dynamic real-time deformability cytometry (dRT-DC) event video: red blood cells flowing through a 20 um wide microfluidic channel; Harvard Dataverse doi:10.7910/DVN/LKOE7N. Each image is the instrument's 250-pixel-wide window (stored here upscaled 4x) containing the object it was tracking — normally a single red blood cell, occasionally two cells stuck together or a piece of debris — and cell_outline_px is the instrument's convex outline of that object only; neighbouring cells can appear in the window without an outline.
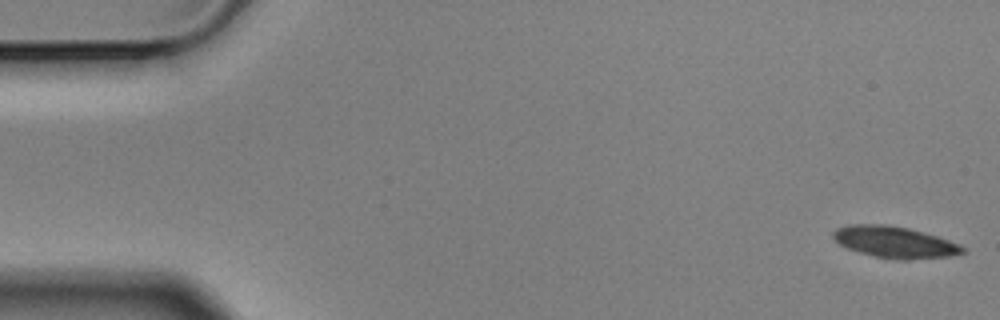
{"species": "Egyptian fruit bat (a non-hibernating species)", "species_latin": "Rousettus aegyptiacus", "temperature_condition": "cold", "stored_images_in_passage": 14, "camera_frame_rate_fps": 3000, "um_per_image_px": 0.085, "animal": {"sex": "male"}, "frame": {"image": 1, "passage_image": 1, "time_ms": 0.0, "image_size_px": [1000, 320], "cell_outline_px": [[968, 252], [952, 256], [908, 260], [904, 260], [876, 256], [860, 252], [848, 248], [840, 244], [832, 236], [832, 232], [836, 228], [848, 224], [888, 224], [908, 228], [924, 232], [960, 244]], "centroid_in_image_um": [76.07, 20.57], "position_along_channel_um": 8.9, "area_um2": 23.76}}
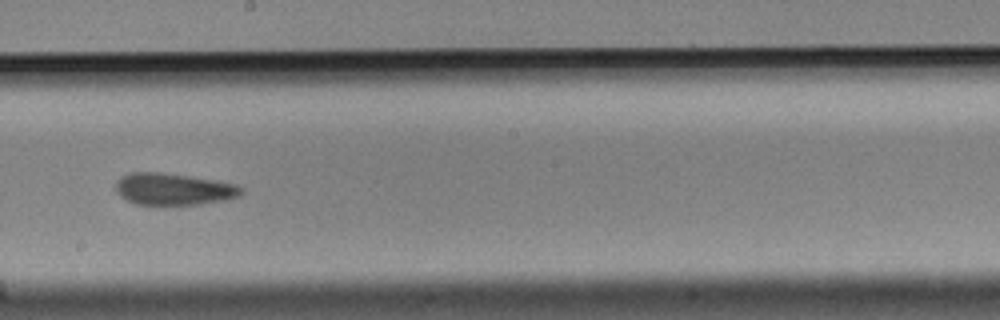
{"frame": {"image": 2, "passage_image": 8, "time_ms": 2.333, "image_size_px": [1000, 320], "cell_outline_px": [[244, 192], [240, 196], [228, 200], [200, 204], [136, 204], [120, 196], [116, 188], [116, 180], [120, 176], [132, 172], [160, 172], [216, 180], [236, 184], [244, 188]], "centroid_in_image_um": [14.79, 16.07], "position_along_channel_um": 233.4, "area_um2": 23.35}}
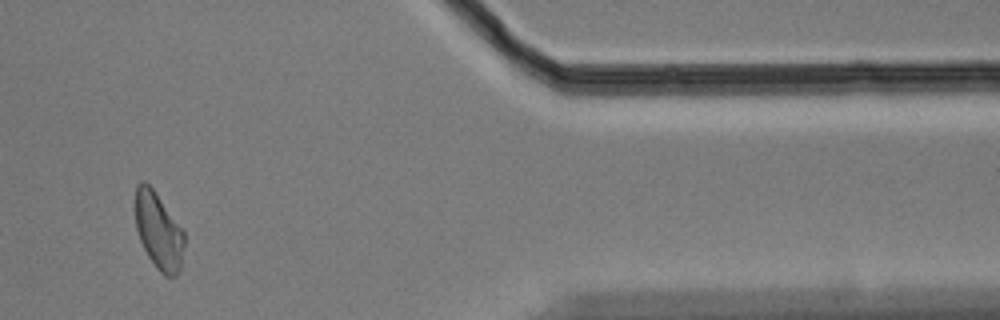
{"frame": {"image": 3, "passage_image": 13, "time_ms": 4.0, "image_size_px": [1000, 320], "cell_outline_px": [[184, 244], [180, 272], [176, 276], [164, 276], [156, 268], [148, 256], [140, 240], [136, 228], [136, 184], [140, 180], [144, 180], [152, 188], [184, 232]], "centroid_in_image_um": [13.48, 19.66], "position_along_channel_um": 397.9, "area_um2": 21.62}}